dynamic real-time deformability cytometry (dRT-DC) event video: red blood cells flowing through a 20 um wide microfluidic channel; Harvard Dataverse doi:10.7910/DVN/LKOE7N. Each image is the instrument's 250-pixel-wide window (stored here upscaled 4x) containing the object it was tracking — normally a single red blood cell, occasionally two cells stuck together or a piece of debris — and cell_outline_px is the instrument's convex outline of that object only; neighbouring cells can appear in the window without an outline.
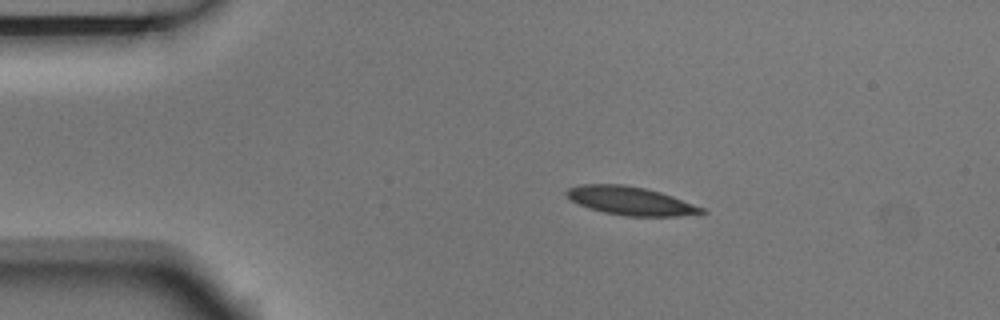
{"species": "Egyptian fruit bat (a non-hibernating species)", "species_latin": "Rousettus aegyptiacus", "temperature_condition": "room temperature", "stored_images_in_passage": 5, "camera_frame_rate_fps": 3000, "um_per_image_px": 0.085, "animal": {"sex": "male"}, "frame": {"image": 1, "passage_image": 1, "time_ms": 0.0, "image_size_px": [1000, 320], "cell_outline_px": [[708, 212], [680, 216], [624, 216], [604, 212], [588, 208], [572, 200], [564, 192], [568, 188], [580, 184], [624, 184], [644, 188], [660, 192], [672, 196], [704, 208]], "centroid_in_image_um": [53.59, 17.07], "position_along_channel_um": 31.4, "area_um2": 22.25}}
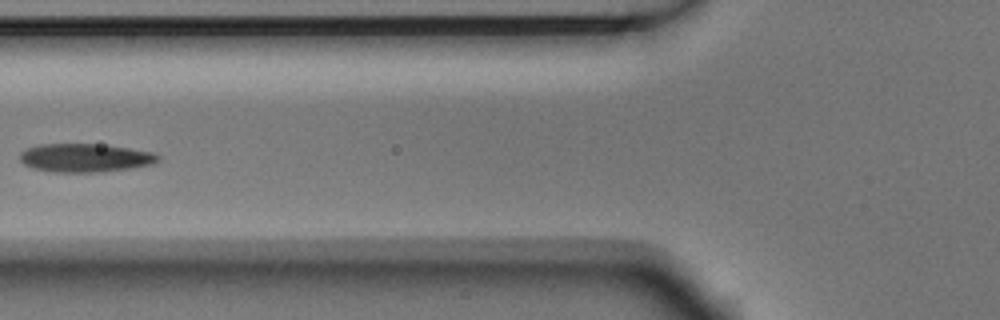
{"frame": {"image": 2, "passage_image": 4, "time_ms": 1.0, "image_size_px": [1000, 320], "cell_outline_px": [[160, 160], [152, 164], [104, 172], [52, 172], [32, 168], [24, 164], [20, 160], [20, 152], [28, 148], [40, 144], [96, 144], [128, 148], [156, 152], [160, 156]], "centroid_in_image_um": [7.24, 13.42], "position_along_channel_um": 118.6, "area_um2": 22.95}}
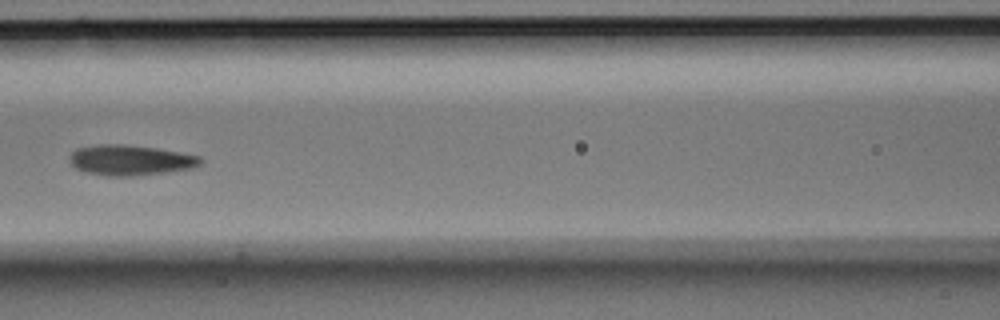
{"frame": {"image": 3, "passage_image": 5, "time_ms": 1.333, "image_size_px": [1000, 320], "cell_outline_px": [[204, 160], [200, 164], [192, 168], [168, 172], [132, 176], [108, 176], [88, 172], [76, 168], [68, 160], [72, 152], [76, 148], [100, 144], [124, 144], [156, 148], [180, 152], [200, 156]], "centroid_in_image_um": [11.09, 13.61], "position_along_channel_um": 155.5, "area_um2": 23.18}}